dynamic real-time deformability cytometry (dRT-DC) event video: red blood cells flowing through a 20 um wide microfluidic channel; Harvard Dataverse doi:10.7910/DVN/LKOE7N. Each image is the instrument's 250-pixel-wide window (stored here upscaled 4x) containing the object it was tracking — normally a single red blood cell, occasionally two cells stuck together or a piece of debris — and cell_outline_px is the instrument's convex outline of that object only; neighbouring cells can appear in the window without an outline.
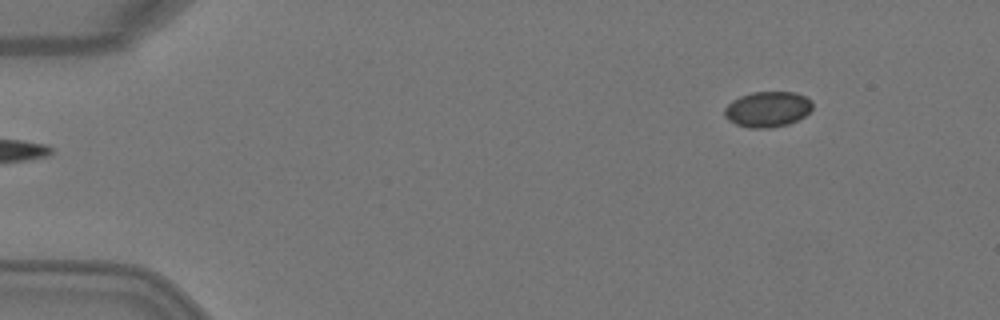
{"species": "Egyptian fruit bat (a non-hibernating species)", "species_latin": "Rousettus aegyptiacus", "temperature_condition": "warm", "stored_images_in_passage": 5, "segment_of_instrument_passage": [2, 2], "camera_frame_rate_fps": 3000, "um_per_image_px": 0.085, "animal": {"sex": "female"}, "frame": {"image": 1, "passage_image": 5, "time_ms": 1.333, "image_size_px": [1000, 320], "cell_outline_px": [[812, 108], [804, 116], [788, 124], [768, 128], [748, 128], [736, 124], [728, 120], [724, 116], [724, 108], [732, 100], [740, 96], [752, 92], [796, 92], [812, 100]], "centroid_in_image_um": [65.22, 9.28], "position_along_channel_um": 19.8, "area_um2": 18.26}}